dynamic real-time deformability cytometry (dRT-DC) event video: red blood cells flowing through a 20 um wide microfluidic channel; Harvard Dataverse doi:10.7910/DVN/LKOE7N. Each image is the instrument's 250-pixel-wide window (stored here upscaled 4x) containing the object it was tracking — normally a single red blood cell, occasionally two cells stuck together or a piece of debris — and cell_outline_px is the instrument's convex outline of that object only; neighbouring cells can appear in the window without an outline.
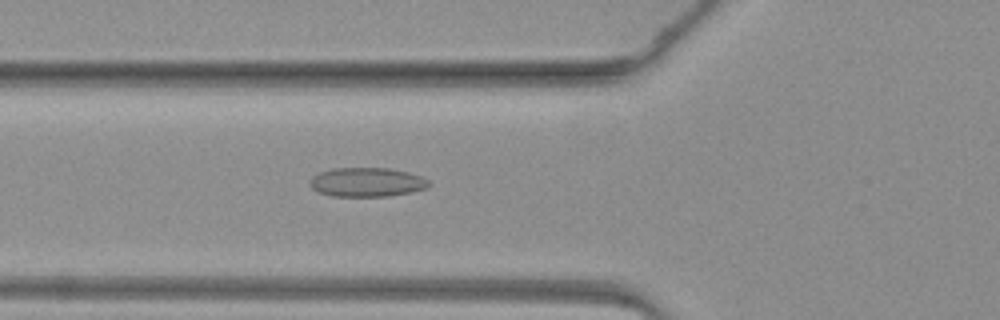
{"species": "common noctule bat (a hibernating species)", "species_latin": "Nyctalus noctula", "temperature_condition": "warm", "stored_images_in_passage": 37, "camera_frame_rate_fps": 3000, "um_per_image_px": 0.085, "animal": {"sex": "female", "body_mass_g": 19.3, "forearm_length_mm": 54.1}, "frame": {"image": 1, "passage_image": 7, "time_ms": 2.0, "image_size_px": [1000, 320], "cell_outline_px": [[428, 188], [412, 192], [388, 196], [332, 196], [316, 192], [308, 184], [308, 180], [312, 176], [320, 172], [332, 168], [388, 168], [408, 172], [420, 176], [428, 180]], "centroid_in_image_um": [31.13, 15.49], "position_along_channel_um": 94.7, "area_um2": 20.35}}
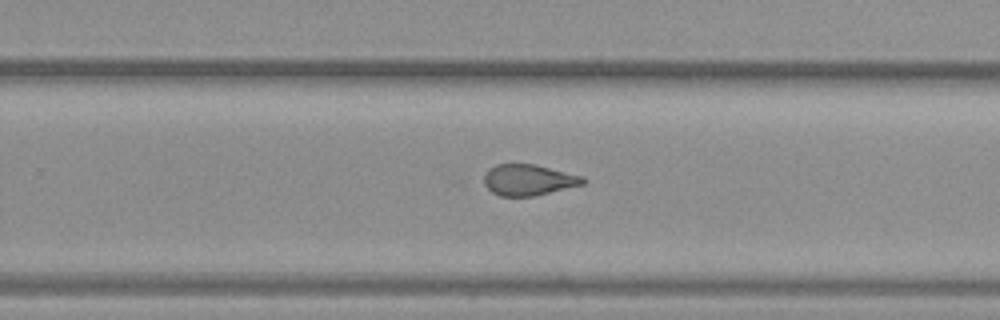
{"frame": {"image": 2, "passage_image": 20, "time_ms": 6.333, "image_size_px": [1000, 320], "cell_outline_px": [[588, 180], [584, 184], [532, 196], [500, 196], [492, 192], [484, 184], [484, 176], [488, 168], [496, 164], [536, 164], [584, 176]], "centroid_in_image_um": [44.94, 15.28], "position_along_channel_um": 284.9, "area_um2": 17.98}}
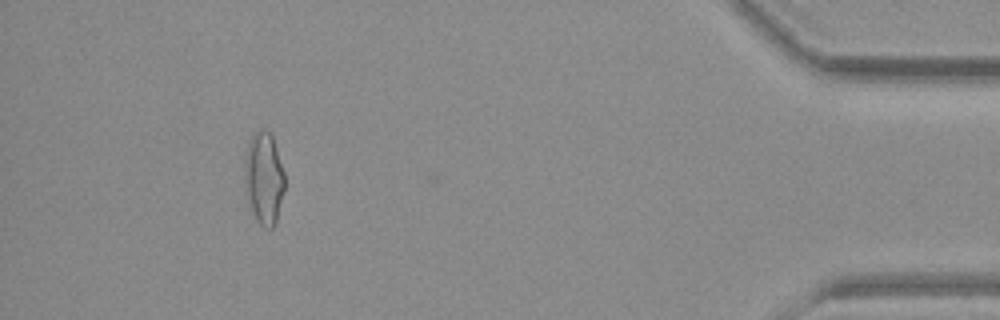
{"frame": {"image": 3, "passage_image": 33, "time_ms": 10.667, "image_size_px": [1000, 320], "cell_outline_px": [[284, 188], [276, 224], [272, 228], [264, 228], [256, 220], [252, 212], [244, 192], [244, 152], [252, 136], [256, 132], [268, 132], [272, 136], [284, 172]], "centroid_in_image_um": [22.4, 15.21], "position_along_channel_um": 412.8, "area_um2": 21.62}}